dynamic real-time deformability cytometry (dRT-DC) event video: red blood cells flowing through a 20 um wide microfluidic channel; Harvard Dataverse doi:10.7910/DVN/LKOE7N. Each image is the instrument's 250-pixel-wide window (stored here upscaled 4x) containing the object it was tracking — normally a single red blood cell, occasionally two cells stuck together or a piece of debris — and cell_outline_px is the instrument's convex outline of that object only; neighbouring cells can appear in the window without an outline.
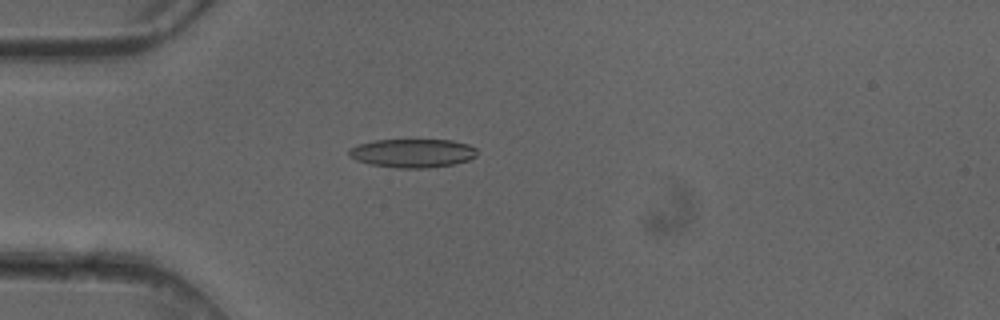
{"species": "common noctule bat (a hibernating species)", "species_latin": "Nyctalus noctula", "temperature_condition": "cold", "stored_images_in_passage": 4, "camera_frame_rate_fps": 3000, "um_per_image_px": 0.085, "animal": {"sex": "female"}, "frame": {"image": 1, "passage_image": 4, "time_ms": 1.0, "image_size_px": [1000, 320], "cell_outline_px": [[476, 156], [468, 160], [456, 164], [428, 168], [396, 168], [368, 164], [356, 160], [348, 156], [348, 148], [360, 144], [376, 140], [452, 140], [468, 144], [476, 148]], "centroid_in_image_um": [35.05, 13.02], "position_along_channel_um": 49.9, "area_um2": 21.56}}